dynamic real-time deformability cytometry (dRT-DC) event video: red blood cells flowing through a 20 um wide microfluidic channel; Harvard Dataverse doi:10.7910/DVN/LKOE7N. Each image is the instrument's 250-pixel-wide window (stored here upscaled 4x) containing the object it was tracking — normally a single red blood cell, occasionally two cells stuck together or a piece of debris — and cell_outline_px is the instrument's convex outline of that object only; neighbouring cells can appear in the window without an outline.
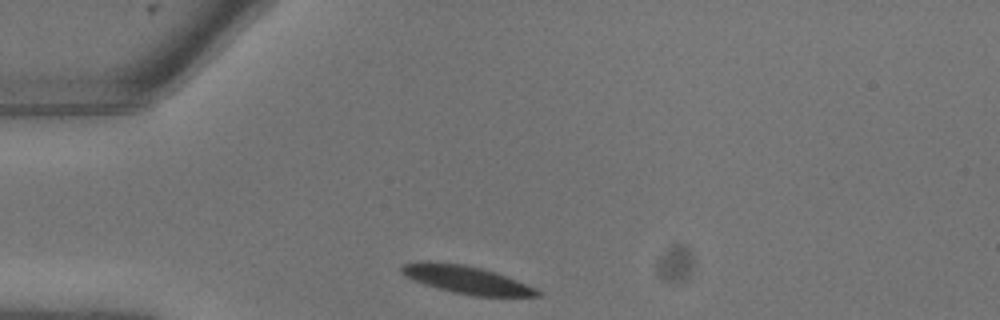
{"species": "common noctule bat (a hibernating species)", "species_latin": "Nyctalus noctula", "temperature_condition": "warm", "stored_images_in_passage": 2, "camera_frame_rate_fps": 3000, "um_per_image_px": 0.085, "animal": {"sex": "male", "body_mass_g": 13.3}, "frame": {"image": 1, "passage_image": 1, "time_ms": 0.0, "image_size_px": [1000, 320], "cell_outline_px": [[544, 292], [540, 296], [476, 296], [452, 292], [416, 280], [400, 272], [400, 268], [404, 264], [460, 264], [480, 268], [496, 272], [536, 288]], "centroid_in_image_um": [39.83, 23.82], "position_along_channel_um": 45.2, "area_um2": 20.81}}